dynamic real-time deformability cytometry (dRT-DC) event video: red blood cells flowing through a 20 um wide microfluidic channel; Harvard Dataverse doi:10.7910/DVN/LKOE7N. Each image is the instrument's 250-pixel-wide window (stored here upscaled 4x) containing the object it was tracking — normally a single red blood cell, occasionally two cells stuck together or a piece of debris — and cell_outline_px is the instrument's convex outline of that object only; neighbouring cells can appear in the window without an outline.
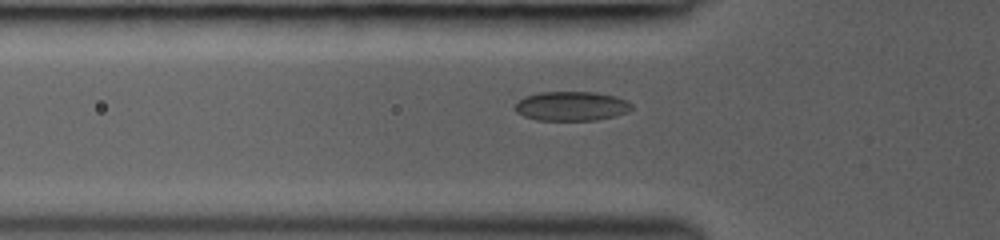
{"species": "common noctule bat (a hibernating species)", "species_latin": "Nyctalus noctula", "temperature_condition": "room temperature", "stored_images_in_passage": 30, "camera_frame_rate_fps": 3000, "um_per_image_px": 0.085, "animal": {"sex": "female", "body_mass_g": 19.0, "forearm_length_mm": 53.3}, "frame": {"image": 1, "passage_image": 4, "time_ms": 1.0, "image_size_px": [1000, 240], "cell_outline_px": [[632, 108], [628, 112], [616, 116], [596, 120], [536, 120], [524, 116], [516, 112], [512, 108], [524, 96], [540, 92], [592, 92], [616, 96], [632, 104]], "centroid_in_image_um": [48.55, 9.02], "position_along_channel_um": 77.2, "area_um2": 20.0}}
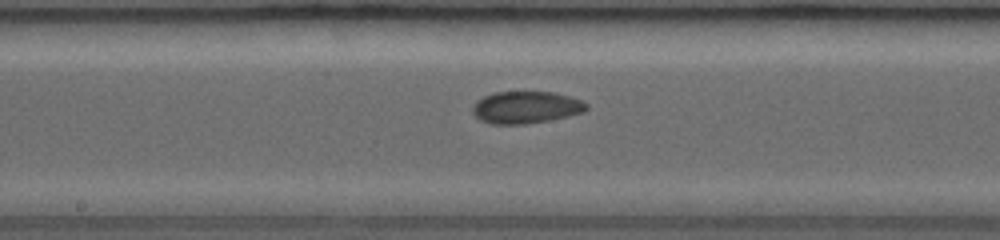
{"frame": {"image": 2, "passage_image": 13, "time_ms": 4.0, "image_size_px": [1000, 240], "cell_outline_px": [[588, 108], [584, 112], [568, 116], [528, 124], [492, 124], [480, 120], [472, 112], [472, 108], [476, 100], [492, 92], [552, 92], [568, 96], [580, 100], [588, 104]], "centroid_in_image_um": [44.68, 9.13], "position_along_channel_um": 203.5, "area_um2": 21.33}}
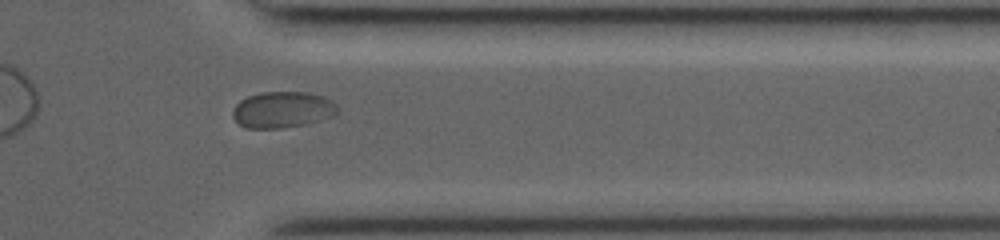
{"frame": {"image": 3, "passage_image": 26, "time_ms": 8.333, "image_size_px": [1000, 240], "cell_outline_px": [[340, 112], [336, 116], [308, 124], [284, 128], [244, 128], [232, 116], [232, 112], [236, 104], [240, 100], [248, 96], [260, 92], [308, 92], [324, 96], [332, 100], [340, 108]], "centroid_in_image_um": [24.08, 9.33], "position_along_channel_um": 387.3, "area_um2": 22.66}}